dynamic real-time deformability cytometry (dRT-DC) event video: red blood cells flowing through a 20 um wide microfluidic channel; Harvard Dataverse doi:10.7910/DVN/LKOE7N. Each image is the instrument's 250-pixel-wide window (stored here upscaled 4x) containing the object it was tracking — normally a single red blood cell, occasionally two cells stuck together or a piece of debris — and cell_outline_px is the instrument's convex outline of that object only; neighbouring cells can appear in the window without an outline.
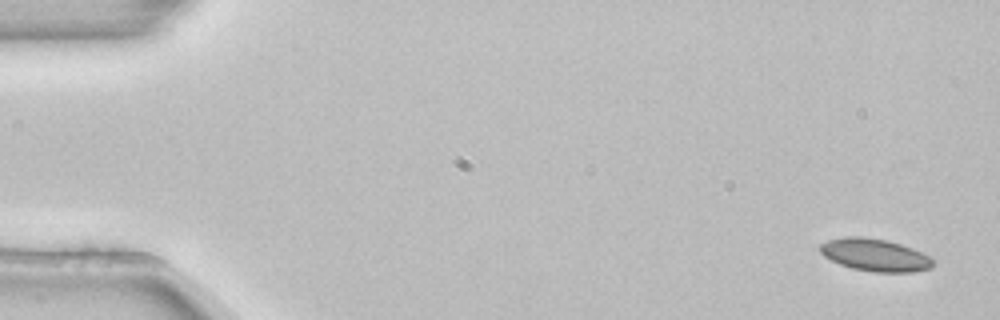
{"species": "common noctule bat (a hibernating species)", "species_latin": "Nyctalus noctula", "temperature_condition": "room temperature", "stored_images_in_passage": 5, "camera_frame_rate_fps": 3000, "um_per_image_px": 0.085, "animal": {"sex": "female", "body_mass_g": 22.7, "forearm_length_mm": 54.2}, "frame": {"image": 1, "passage_image": 1, "time_ms": 0.0, "image_size_px": [1000, 320], "cell_outline_px": [[936, 264], [932, 268], [912, 272], [872, 272], [852, 268], [840, 264], [824, 256], [820, 252], [820, 244], [828, 240], [848, 236], [860, 236], [884, 240], [900, 244], [912, 248], [936, 260]], "centroid_in_image_um": [74.4, 21.68], "position_along_channel_um": 10.6, "area_um2": 21.33}}